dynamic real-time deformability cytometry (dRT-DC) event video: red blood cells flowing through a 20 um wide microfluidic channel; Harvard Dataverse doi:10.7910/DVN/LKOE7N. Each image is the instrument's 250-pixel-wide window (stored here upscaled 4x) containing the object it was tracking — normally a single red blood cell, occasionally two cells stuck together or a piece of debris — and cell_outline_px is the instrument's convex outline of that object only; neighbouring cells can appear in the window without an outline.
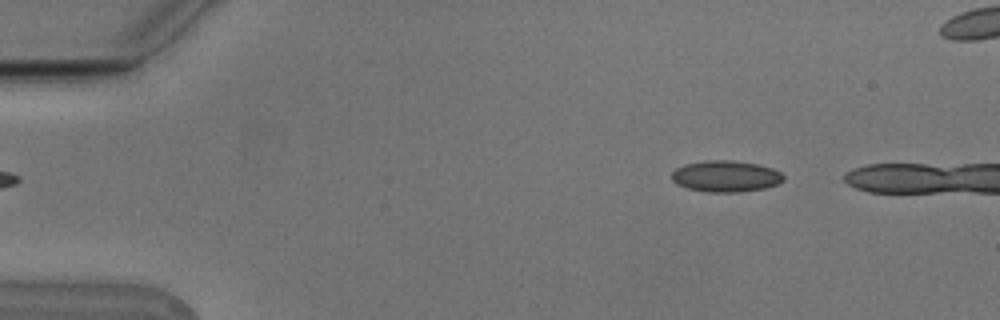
{"species": "Egyptian fruit bat (a non-hibernating species)", "species_latin": "Rousettus aegyptiacus", "temperature_condition": "cold", "stored_images_in_passage": 5, "camera_frame_rate_fps": 3000, "um_per_image_px": 0.085, "animal": {"sex": "male"}, "frame": {"image": 1, "passage_image": 2, "time_ms": 0.333, "image_size_px": [1000, 320], "cell_outline_px": [[784, 180], [776, 184], [764, 188], [740, 192], [708, 192], [688, 188], [676, 184], [672, 180], [672, 172], [676, 168], [684, 164], [704, 160], [732, 160], [756, 164], [772, 168], [780, 172], [784, 176]], "centroid_in_image_um": [61.66, 14.98], "position_along_channel_um": 23.3, "area_um2": 20.4}}